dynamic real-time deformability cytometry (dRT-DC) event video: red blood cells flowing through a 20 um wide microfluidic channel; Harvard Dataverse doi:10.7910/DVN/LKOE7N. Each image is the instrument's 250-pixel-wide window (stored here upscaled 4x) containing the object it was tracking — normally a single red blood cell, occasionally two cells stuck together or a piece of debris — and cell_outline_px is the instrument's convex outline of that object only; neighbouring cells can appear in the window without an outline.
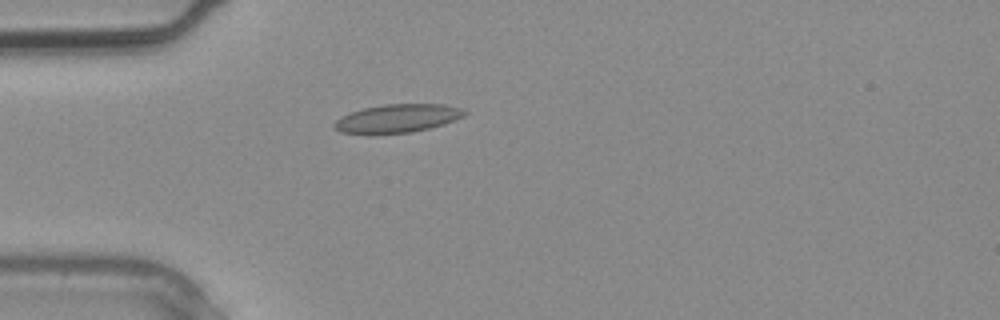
{"species": "common noctule bat (a hibernating species)", "species_latin": "Nyctalus noctula", "temperature_condition": "warm", "stored_images_in_passage": 1, "camera_frame_rate_fps": 3000, "um_per_image_px": 0.085, "animal": {"sex": "male", "body_mass_g": 20.4}, "frame": {"image": 1, "passage_image": 1, "time_ms": 0.0, "image_size_px": [1000, 320], "cell_outline_px": [[468, 112], [464, 116], [456, 120], [444, 124], [412, 132], [368, 136], [340, 132], [332, 128], [332, 124], [336, 120], [352, 112], [364, 108], [384, 104], [444, 104], [460, 108]], "centroid_in_image_um": [33.73, 10.1], "position_along_channel_um": 51.3, "area_um2": 22.02}}